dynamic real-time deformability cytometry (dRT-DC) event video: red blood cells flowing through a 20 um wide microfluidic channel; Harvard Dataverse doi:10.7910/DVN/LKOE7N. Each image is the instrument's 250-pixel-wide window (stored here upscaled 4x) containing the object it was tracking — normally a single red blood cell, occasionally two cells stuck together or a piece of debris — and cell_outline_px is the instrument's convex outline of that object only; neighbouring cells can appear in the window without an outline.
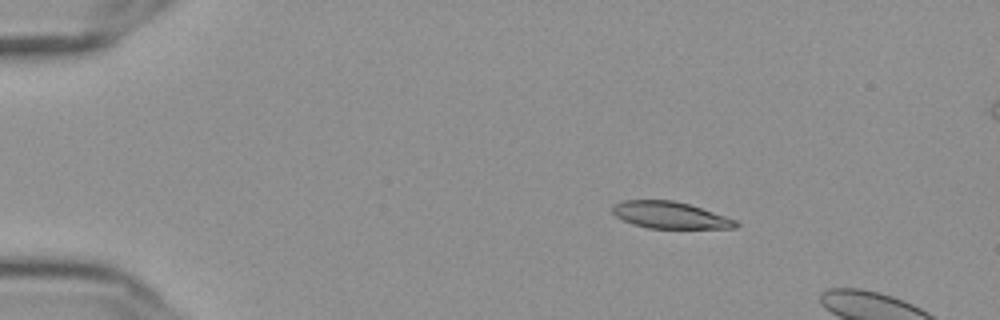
{"species": "Egyptian fruit bat (a non-hibernating species)", "species_latin": "Rousettus aegyptiacus", "temperature_condition": "cold", "stored_images_in_passage": 6, "camera_frame_rate_fps": 3000, "um_per_image_px": 0.085, "frame": {"image": 1, "passage_image": 1, "time_ms": 0.0, "image_size_px": [1000, 320], "cell_outline_px": [[740, 224], [736, 228], [648, 228], [632, 224], [616, 216], [612, 212], [612, 204], [620, 200], [672, 200], [688, 204], [736, 220]], "centroid_in_image_um": [56.9, 18.28], "position_along_channel_um": 28.1, "area_um2": 19.13}}